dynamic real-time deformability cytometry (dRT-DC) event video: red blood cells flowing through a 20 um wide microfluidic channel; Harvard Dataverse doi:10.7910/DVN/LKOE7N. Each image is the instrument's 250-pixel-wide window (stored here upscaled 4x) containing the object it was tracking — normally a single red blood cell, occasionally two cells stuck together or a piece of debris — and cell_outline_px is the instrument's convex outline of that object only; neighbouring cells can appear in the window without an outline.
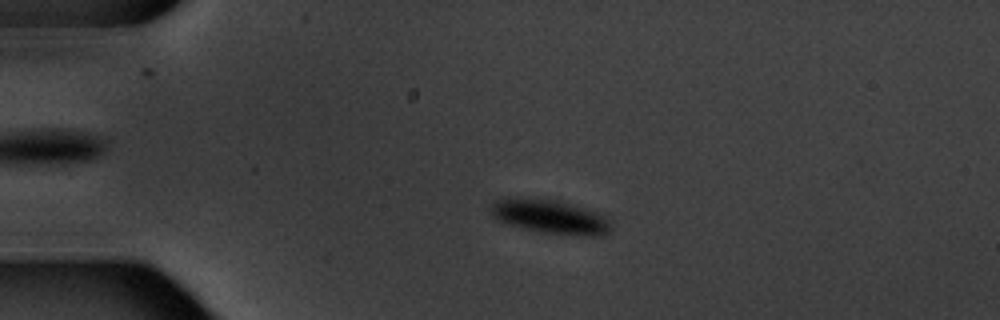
{"species": "common noctule bat (a hibernating species)", "species_latin": "Nyctalus noctula", "temperature_condition": "warm", "stored_images_in_passage": 4, "camera_frame_rate_fps": 3000, "um_per_image_px": 0.085, "animal": {"sex": "male", "body_mass_g": 20.1, "forearm_length_mm": 53.5}, "frame": {"image": 1, "passage_image": 3, "time_ms": 3.333, "image_size_px": [1000, 320], "cell_outline_px": [[612, 228], [604, 236], [576, 236], [540, 232], [508, 224], [496, 220], [492, 216], [488, 208], [496, 200], [504, 196], [520, 196], [556, 200], [596, 212], [604, 216], [608, 220]], "centroid_in_image_um": [46.68, 18.41], "position_along_channel_um": 38.3, "area_um2": 24.33}}